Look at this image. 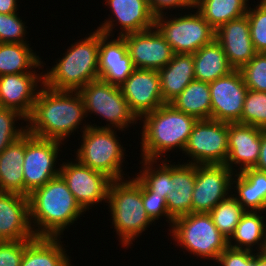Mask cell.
Here are the masks:
<instances>
[{"label":"cell","instance_id":"4","mask_svg":"<svg viewBox=\"0 0 266 266\" xmlns=\"http://www.w3.org/2000/svg\"><path fill=\"white\" fill-rule=\"evenodd\" d=\"M100 31L95 30L84 40L71 44L67 52L46 73L44 85L58 91H79L89 82L99 79L98 57Z\"/></svg>","mask_w":266,"mask_h":266},{"label":"cell","instance_id":"43","mask_svg":"<svg viewBox=\"0 0 266 266\" xmlns=\"http://www.w3.org/2000/svg\"><path fill=\"white\" fill-rule=\"evenodd\" d=\"M149 8L153 16L156 18L158 16L164 15L167 12L164 10H172L176 8L180 9H190L193 8V4L190 0H147ZM183 7V8H182Z\"/></svg>","mask_w":266,"mask_h":266},{"label":"cell","instance_id":"11","mask_svg":"<svg viewBox=\"0 0 266 266\" xmlns=\"http://www.w3.org/2000/svg\"><path fill=\"white\" fill-rule=\"evenodd\" d=\"M61 144L64 143L25 133V157L23 162L24 196L42 187L60 173L56 167ZM56 162V163H55Z\"/></svg>","mask_w":266,"mask_h":266},{"label":"cell","instance_id":"35","mask_svg":"<svg viewBox=\"0 0 266 266\" xmlns=\"http://www.w3.org/2000/svg\"><path fill=\"white\" fill-rule=\"evenodd\" d=\"M241 124L266 130V92L248 89L243 104Z\"/></svg>","mask_w":266,"mask_h":266},{"label":"cell","instance_id":"19","mask_svg":"<svg viewBox=\"0 0 266 266\" xmlns=\"http://www.w3.org/2000/svg\"><path fill=\"white\" fill-rule=\"evenodd\" d=\"M262 130L251 125L228 123V157L225 165L234 173L256 166Z\"/></svg>","mask_w":266,"mask_h":266},{"label":"cell","instance_id":"21","mask_svg":"<svg viewBox=\"0 0 266 266\" xmlns=\"http://www.w3.org/2000/svg\"><path fill=\"white\" fill-rule=\"evenodd\" d=\"M215 40L223 47L227 60L234 70H240L257 54L250 36L247 15L220 26L216 30Z\"/></svg>","mask_w":266,"mask_h":266},{"label":"cell","instance_id":"12","mask_svg":"<svg viewBox=\"0 0 266 266\" xmlns=\"http://www.w3.org/2000/svg\"><path fill=\"white\" fill-rule=\"evenodd\" d=\"M75 161L60 164L59 174L81 208L86 212L98 203L104 201L107 203L112 179L100 171L83 165L77 159Z\"/></svg>","mask_w":266,"mask_h":266},{"label":"cell","instance_id":"39","mask_svg":"<svg viewBox=\"0 0 266 266\" xmlns=\"http://www.w3.org/2000/svg\"><path fill=\"white\" fill-rule=\"evenodd\" d=\"M18 15V12L11 14L0 13V43L29 42L25 40L26 23Z\"/></svg>","mask_w":266,"mask_h":266},{"label":"cell","instance_id":"29","mask_svg":"<svg viewBox=\"0 0 266 266\" xmlns=\"http://www.w3.org/2000/svg\"><path fill=\"white\" fill-rule=\"evenodd\" d=\"M195 80L213 82L228 75L234 69L230 66L223 47L214 40L193 54Z\"/></svg>","mask_w":266,"mask_h":266},{"label":"cell","instance_id":"40","mask_svg":"<svg viewBox=\"0 0 266 266\" xmlns=\"http://www.w3.org/2000/svg\"><path fill=\"white\" fill-rule=\"evenodd\" d=\"M142 202L146 214L148 215L150 220L154 222V225L156 220L164 216L167 219V223L172 226L174 219L169 215L166 198L164 196L155 195V193L151 192L143 183Z\"/></svg>","mask_w":266,"mask_h":266},{"label":"cell","instance_id":"17","mask_svg":"<svg viewBox=\"0 0 266 266\" xmlns=\"http://www.w3.org/2000/svg\"><path fill=\"white\" fill-rule=\"evenodd\" d=\"M112 13L106 18L97 30L105 35L114 37L113 29L120 25L119 36L129 33L141 32L154 27L155 17L150 11L147 0H106ZM115 18V19H114ZM117 22V23H114ZM119 23V24H118Z\"/></svg>","mask_w":266,"mask_h":266},{"label":"cell","instance_id":"34","mask_svg":"<svg viewBox=\"0 0 266 266\" xmlns=\"http://www.w3.org/2000/svg\"><path fill=\"white\" fill-rule=\"evenodd\" d=\"M246 210L232 194L219 202L209 214L214 225L229 240Z\"/></svg>","mask_w":266,"mask_h":266},{"label":"cell","instance_id":"20","mask_svg":"<svg viewBox=\"0 0 266 266\" xmlns=\"http://www.w3.org/2000/svg\"><path fill=\"white\" fill-rule=\"evenodd\" d=\"M27 196L0 192V241L34 239Z\"/></svg>","mask_w":266,"mask_h":266},{"label":"cell","instance_id":"38","mask_svg":"<svg viewBox=\"0 0 266 266\" xmlns=\"http://www.w3.org/2000/svg\"><path fill=\"white\" fill-rule=\"evenodd\" d=\"M240 72L247 89L266 92V53H257Z\"/></svg>","mask_w":266,"mask_h":266},{"label":"cell","instance_id":"46","mask_svg":"<svg viewBox=\"0 0 266 266\" xmlns=\"http://www.w3.org/2000/svg\"><path fill=\"white\" fill-rule=\"evenodd\" d=\"M255 266H266V255L262 253H255Z\"/></svg>","mask_w":266,"mask_h":266},{"label":"cell","instance_id":"9","mask_svg":"<svg viewBox=\"0 0 266 266\" xmlns=\"http://www.w3.org/2000/svg\"><path fill=\"white\" fill-rule=\"evenodd\" d=\"M170 15V18L166 14L156 17L154 26L174 54H194L215 40L216 30L198 11L178 17Z\"/></svg>","mask_w":266,"mask_h":266},{"label":"cell","instance_id":"45","mask_svg":"<svg viewBox=\"0 0 266 266\" xmlns=\"http://www.w3.org/2000/svg\"><path fill=\"white\" fill-rule=\"evenodd\" d=\"M18 0H0V13L4 14H11L16 13L19 8L18 7Z\"/></svg>","mask_w":266,"mask_h":266},{"label":"cell","instance_id":"44","mask_svg":"<svg viewBox=\"0 0 266 266\" xmlns=\"http://www.w3.org/2000/svg\"><path fill=\"white\" fill-rule=\"evenodd\" d=\"M254 168L266 173V130H262L261 133L260 156Z\"/></svg>","mask_w":266,"mask_h":266},{"label":"cell","instance_id":"15","mask_svg":"<svg viewBox=\"0 0 266 266\" xmlns=\"http://www.w3.org/2000/svg\"><path fill=\"white\" fill-rule=\"evenodd\" d=\"M123 37L135 69L159 71L173 58L172 48L155 26Z\"/></svg>","mask_w":266,"mask_h":266},{"label":"cell","instance_id":"32","mask_svg":"<svg viewBox=\"0 0 266 266\" xmlns=\"http://www.w3.org/2000/svg\"><path fill=\"white\" fill-rule=\"evenodd\" d=\"M249 0H197L193 9L217 30L223 24L248 12Z\"/></svg>","mask_w":266,"mask_h":266},{"label":"cell","instance_id":"31","mask_svg":"<svg viewBox=\"0 0 266 266\" xmlns=\"http://www.w3.org/2000/svg\"><path fill=\"white\" fill-rule=\"evenodd\" d=\"M170 104L178 111L200 119H211V98L208 82L191 81Z\"/></svg>","mask_w":266,"mask_h":266},{"label":"cell","instance_id":"48","mask_svg":"<svg viewBox=\"0 0 266 266\" xmlns=\"http://www.w3.org/2000/svg\"><path fill=\"white\" fill-rule=\"evenodd\" d=\"M192 2V4H194L196 2V0H190Z\"/></svg>","mask_w":266,"mask_h":266},{"label":"cell","instance_id":"7","mask_svg":"<svg viewBox=\"0 0 266 266\" xmlns=\"http://www.w3.org/2000/svg\"><path fill=\"white\" fill-rule=\"evenodd\" d=\"M90 125L91 122L81 127L82 143L76 151V159L83 165L106 174L112 180L124 179L122 163L125 162V148L117 138V130Z\"/></svg>","mask_w":266,"mask_h":266},{"label":"cell","instance_id":"37","mask_svg":"<svg viewBox=\"0 0 266 266\" xmlns=\"http://www.w3.org/2000/svg\"><path fill=\"white\" fill-rule=\"evenodd\" d=\"M258 4L249 7L246 13L249 26L250 36L254 49L257 53H266V0H260Z\"/></svg>","mask_w":266,"mask_h":266},{"label":"cell","instance_id":"8","mask_svg":"<svg viewBox=\"0 0 266 266\" xmlns=\"http://www.w3.org/2000/svg\"><path fill=\"white\" fill-rule=\"evenodd\" d=\"M79 92L84 101L86 116L88 117V113L89 115L95 113L101 119L109 122L105 126H97L96 124L90 126L114 128L122 132L131 124L134 126L139 120L129 109L128 102L117 85L97 79L82 87Z\"/></svg>","mask_w":266,"mask_h":266},{"label":"cell","instance_id":"10","mask_svg":"<svg viewBox=\"0 0 266 266\" xmlns=\"http://www.w3.org/2000/svg\"><path fill=\"white\" fill-rule=\"evenodd\" d=\"M195 165L225 164L228 157V123L214 119L196 122L184 149Z\"/></svg>","mask_w":266,"mask_h":266},{"label":"cell","instance_id":"23","mask_svg":"<svg viewBox=\"0 0 266 266\" xmlns=\"http://www.w3.org/2000/svg\"><path fill=\"white\" fill-rule=\"evenodd\" d=\"M196 182V165L172 164V189L166 203L169 215L176 219L192 213V193Z\"/></svg>","mask_w":266,"mask_h":266},{"label":"cell","instance_id":"13","mask_svg":"<svg viewBox=\"0 0 266 266\" xmlns=\"http://www.w3.org/2000/svg\"><path fill=\"white\" fill-rule=\"evenodd\" d=\"M234 175L225 164L196 165L192 213H209L219 202L230 196L233 193L231 188Z\"/></svg>","mask_w":266,"mask_h":266},{"label":"cell","instance_id":"41","mask_svg":"<svg viewBox=\"0 0 266 266\" xmlns=\"http://www.w3.org/2000/svg\"><path fill=\"white\" fill-rule=\"evenodd\" d=\"M32 240L0 241V266H20L25 247Z\"/></svg>","mask_w":266,"mask_h":266},{"label":"cell","instance_id":"22","mask_svg":"<svg viewBox=\"0 0 266 266\" xmlns=\"http://www.w3.org/2000/svg\"><path fill=\"white\" fill-rule=\"evenodd\" d=\"M100 31L99 79L120 86L135 70L123 36L110 39ZM110 39V40H109Z\"/></svg>","mask_w":266,"mask_h":266},{"label":"cell","instance_id":"18","mask_svg":"<svg viewBox=\"0 0 266 266\" xmlns=\"http://www.w3.org/2000/svg\"><path fill=\"white\" fill-rule=\"evenodd\" d=\"M43 82V71L0 76V107L14 109L28 118Z\"/></svg>","mask_w":266,"mask_h":266},{"label":"cell","instance_id":"14","mask_svg":"<svg viewBox=\"0 0 266 266\" xmlns=\"http://www.w3.org/2000/svg\"><path fill=\"white\" fill-rule=\"evenodd\" d=\"M211 119L225 123H240L243 104L247 94L240 70L209 83Z\"/></svg>","mask_w":266,"mask_h":266},{"label":"cell","instance_id":"33","mask_svg":"<svg viewBox=\"0 0 266 266\" xmlns=\"http://www.w3.org/2000/svg\"><path fill=\"white\" fill-rule=\"evenodd\" d=\"M140 163L143 166H141L142 169L139 170L140 172L137 173L136 177L155 195L166 198L173 191L171 161L167 159H161V161L142 159ZM155 163L156 165H154Z\"/></svg>","mask_w":266,"mask_h":266},{"label":"cell","instance_id":"26","mask_svg":"<svg viewBox=\"0 0 266 266\" xmlns=\"http://www.w3.org/2000/svg\"><path fill=\"white\" fill-rule=\"evenodd\" d=\"M25 133L0 153V192L24 195Z\"/></svg>","mask_w":266,"mask_h":266},{"label":"cell","instance_id":"30","mask_svg":"<svg viewBox=\"0 0 266 266\" xmlns=\"http://www.w3.org/2000/svg\"><path fill=\"white\" fill-rule=\"evenodd\" d=\"M41 60L29 43H0V76L37 73L36 68H44Z\"/></svg>","mask_w":266,"mask_h":266},{"label":"cell","instance_id":"3","mask_svg":"<svg viewBox=\"0 0 266 266\" xmlns=\"http://www.w3.org/2000/svg\"><path fill=\"white\" fill-rule=\"evenodd\" d=\"M139 120L143 123L141 158L153 160L167 159L164 155L175 148L184 152L198 121L196 117L176 110L170 103L144 114Z\"/></svg>","mask_w":266,"mask_h":266},{"label":"cell","instance_id":"42","mask_svg":"<svg viewBox=\"0 0 266 266\" xmlns=\"http://www.w3.org/2000/svg\"><path fill=\"white\" fill-rule=\"evenodd\" d=\"M216 263L218 266H255V252L228 247Z\"/></svg>","mask_w":266,"mask_h":266},{"label":"cell","instance_id":"36","mask_svg":"<svg viewBox=\"0 0 266 266\" xmlns=\"http://www.w3.org/2000/svg\"><path fill=\"white\" fill-rule=\"evenodd\" d=\"M18 120L27 121V118L19 111L0 107V153L27 132V126L15 125Z\"/></svg>","mask_w":266,"mask_h":266},{"label":"cell","instance_id":"1","mask_svg":"<svg viewBox=\"0 0 266 266\" xmlns=\"http://www.w3.org/2000/svg\"><path fill=\"white\" fill-rule=\"evenodd\" d=\"M86 117L79 91H58L43 84L26 126L32 136L63 142L79 129Z\"/></svg>","mask_w":266,"mask_h":266},{"label":"cell","instance_id":"6","mask_svg":"<svg viewBox=\"0 0 266 266\" xmlns=\"http://www.w3.org/2000/svg\"><path fill=\"white\" fill-rule=\"evenodd\" d=\"M169 229L182 249L193 256L214 260L216 263L221 253L227 249L228 239L214 225L209 213H190L174 219Z\"/></svg>","mask_w":266,"mask_h":266},{"label":"cell","instance_id":"28","mask_svg":"<svg viewBox=\"0 0 266 266\" xmlns=\"http://www.w3.org/2000/svg\"><path fill=\"white\" fill-rule=\"evenodd\" d=\"M61 238L36 237L24 250L20 266H73Z\"/></svg>","mask_w":266,"mask_h":266},{"label":"cell","instance_id":"47","mask_svg":"<svg viewBox=\"0 0 266 266\" xmlns=\"http://www.w3.org/2000/svg\"><path fill=\"white\" fill-rule=\"evenodd\" d=\"M263 253L266 255V240H265V247H264Z\"/></svg>","mask_w":266,"mask_h":266},{"label":"cell","instance_id":"2","mask_svg":"<svg viewBox=\"0 0 266 266\" xmlns=\"http://www.w3.org/2000/svg\"><path fill=\"white\" fill-rule=\"evenodd\" d=\"M28 200L36 237L61 238L63 231L85 212L60 174L33 190Z\"/></svg>","mask_w":266,"mask_h":266},{"label":"cell","instance_id":"27","mask_svg":"<svg viewBox=\"0 0 266 266\" xmlns=\"http://www.w3.org/2000/svg\"><path fill=\"white\" fill-rule=\"evenodd\" d=\"M258 213L259 211H246L242 215L233 235L228 240L230 248L263 252L266 240V220H264L266 218L261 215L264 212ZM254 246L256 250L253 249Z\"/></svg>","mask_w":266,"mask_h":266},{"label":"cell","instance_id":"16","mask_svg":"<svg viewBox=\"0 0 266 266\" xmlns=\"http://www.w3.org/2000/svg\"><path fill=\"white\" fill-rule=\"evenodd\" d=\"M119 87L129 109L138 119L166 104L157 70L135 69Z\"/></svg>","mask_w":266,"mask_h":266},{"label":"cell","instance_id":"5","mask_svg":"<svg viewBox=\"0 0 266 266\" xmlns=\"http://www.w3.org/2000/svg\"><path fill=\"white\" fill-rule=\"evenodd\" d=\"M112 180L108 189V208L122 247L130 246L153 223L142 202V182L134 177Z\"/></svg>","mask_w":266,"mask_h":266},{"label":"cell","instance_id":"24","mask_svg":"<svg viewBox=\"0 0 266 266\" xmlns=\"http://www.w3.org/2000/svg\"><path fill=\"white\" fill-rule=\"evenodd\" d=\"M236 184V186H235ZM235 199L246 211H266V173L248 168L232 179ZM236 190V191H235Z\"/></svg>","mask_w":266,"mask_h":266},{"label":"cell","instance_id":"25","mask_svg":"<svg viewBox=\"0 0 266 266\" xmlns=\"http://www.w3.org/2000/svg\"><path fill=\"white\" fill-rule=\"evenodd\" d=\"M158 74L162 99L165 103H170L195 80L193 54H174Z\"/></svg>","mask_w":266,"mask_h":266}]
</instances>
